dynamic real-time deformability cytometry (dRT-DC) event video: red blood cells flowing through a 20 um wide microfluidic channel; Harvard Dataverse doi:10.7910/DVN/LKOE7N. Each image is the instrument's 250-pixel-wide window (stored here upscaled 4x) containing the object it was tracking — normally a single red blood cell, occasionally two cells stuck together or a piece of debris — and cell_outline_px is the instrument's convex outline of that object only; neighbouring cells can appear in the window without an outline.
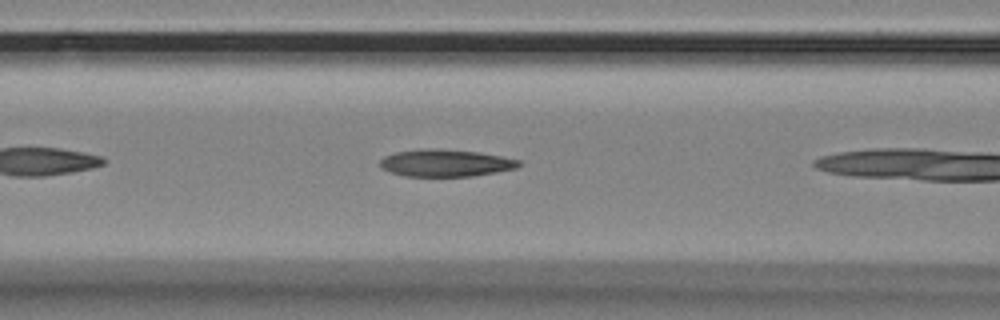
{"species": "Egyptian fruit bat (a non-hibernating species)", "species_latin": "Rousettus aegyptiacus", "temperature_condition": "room temperature", "stored_images_in_passage": 8, "camera_frame_rate_fps": 3000, "um_per_image_px": 0.085, "animal": {"sex": "female"}, "frame": {"image": 1, "passage_image": 7, "time_ms": 2.0, "image_size_px": [1000, 320], "cell_outline_px": [[520, 164], [516, 168], [496, 172], [472, 176], [404, 176], [380, 168], [380, 160], [384, 156], [396, 152], [420, 148], [432, 148], [480, 152], [520, 160]], "centroid_in_image_um": [37.84, 13.85], "position_along_channel_um": 128.8, "area_um2": 21.96}}